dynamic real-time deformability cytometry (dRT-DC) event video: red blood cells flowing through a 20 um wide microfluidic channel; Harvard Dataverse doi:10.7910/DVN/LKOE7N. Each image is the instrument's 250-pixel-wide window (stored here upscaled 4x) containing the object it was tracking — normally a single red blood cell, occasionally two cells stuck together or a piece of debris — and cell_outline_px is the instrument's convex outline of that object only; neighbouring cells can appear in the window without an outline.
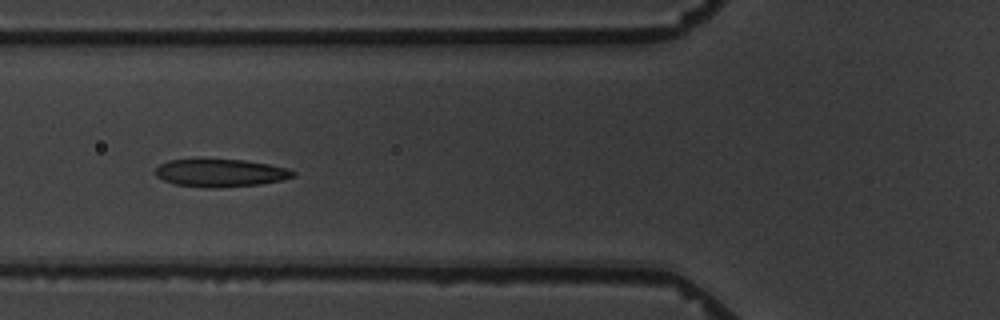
{"species": "common noctule bat (a hibernating species)", "species_latin": "Nyctalus noctula", "temperature_condition": "warm", "stored_images_in_passage": 14, "camera_frame_rate_fps": 3000, "um_per_image_px": 0.085, "animal": {"sex": "male", "body_mass_g": 19.5, "forearm_length_mm": 54.6}, "frame": {"image": 1, "passage_image": 5, "time_ms": 5.333, "image_size_px": [1000, 320], "cell_outline_px": [[296, 176], [284, 180], [260, 184], [220, 188], [208, 188], [176, 184], [164, 180], [156, 176], [152, 172], [160, 164], [168, 160], [200, 156], [244, 160], [268, 164], [288, 168], [296, 172]], "centroid_in_image_um": [18.7, 14.65], "position_along_channel_um": 107.1, "area_um2": 23.41}}
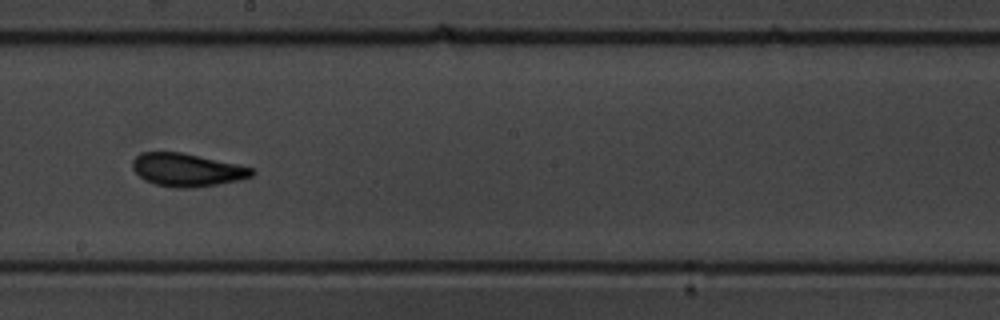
{"frame": {"image": 2, "passage_image": 8, "time_ms": 9.0, "image_size_px": [1000, 320], "cell_outline_px": [[256, 172], [252, 176], [236, 180], [216, 184], [188, 188], [176, 188], [156, 184], [144, 180], [132, 168], [132, 160], [140, 152], [180, 152], [240, 164], [252, 168]], "centroid_in_image_um": [15.88, 14.43], "position_along_channel_um": 232.3, "area_um2": 22.83}}
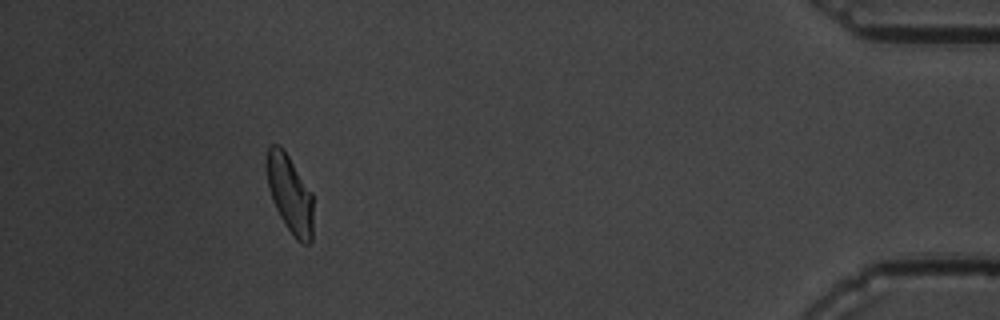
{"frame": {"image": 3, "passage_image": 13, "time_ms": 16.0, "image_size_px": [1000, 320], "cell_outline_px": [[312, 240], [308, 244], [300, 244], [292, 236], [284, 224], [272, 200], [268, 188], [264, 168], [264, 156], [268, 144], [280, 144], [284, 148], [312, 192]], "centroid_in_image_um": [24.58, 16.42], "position_along_channel_um": 410.6, "area_um2": 21.96}, "authors_computed_cell_mechanics": {"area_um2": 22.2241, "velocity_mm_per_s": 3.4235, "shape_relaxation_time_tau1_ms": 8.8165, "shape_relaxation_time_tau2_ms": 1.7416, "deformation_change_tau1": 0.1962, "deformation_change_tau2": 0.0853}}